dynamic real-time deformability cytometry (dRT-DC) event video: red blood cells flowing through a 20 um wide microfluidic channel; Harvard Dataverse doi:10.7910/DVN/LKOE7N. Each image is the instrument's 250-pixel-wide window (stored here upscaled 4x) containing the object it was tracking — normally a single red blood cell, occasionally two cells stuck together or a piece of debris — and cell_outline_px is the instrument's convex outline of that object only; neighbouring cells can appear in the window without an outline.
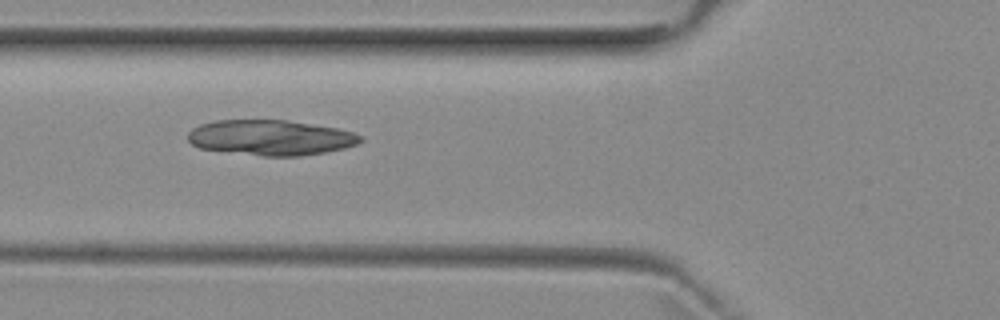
{"species": "common noctule bat (a hibernating species)", "species_latin": "Nyctalus noctula", "temperature_condition": "room temperature", "stored_images_in_passage": 8, "camera_frame_rate_fps": 3000, "um_per_image_px": 0.085, "animal": {"sex": "female", "body_mass_g": 29.2, "forearm_length_mm": 56.3}, "frame": {"image": 1, "passage_image": 5, "time_ms": 6.0, "image_size_px": [1000, 320], "cell_outline_px": [[364, 140], [356, 144], [344, 148], [324, 152], [300, 156], [264, 156], [200, 148], [192, 144], [188, 140], [188, 132], [192, 128], [200, 124], [216, 120], [288, 120], [340, 128], [364, 136]], "centroid_in_image_um": [23.04, 11.69], "position_along_channel_um": 102.8, "area_um2": 35.6}}
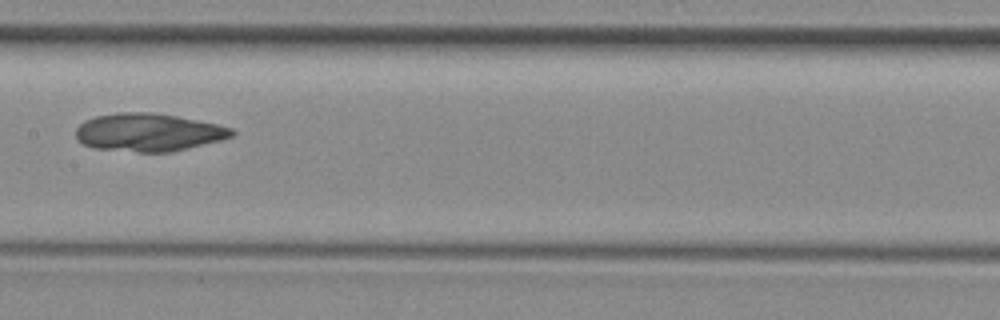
{"frame": {"image": 2, "passage_image": 7, "time_ms": 8.333, "image_size_px": [1000, 320], "cell_outline_px": [[236, 132], [232, 136], [220, 140], [172, 152], [136, 152], [92, 148], [84, 144], [76, 136], [76, 128], [84, 120], [96, 116], [120, 112], [152, 112], [176, 116], [216, 124], [232, 128]], "centroid_in_image_um": [12.6, 11.25], "position_along_channel_um": 194.8, "area_um2": 34.39}}
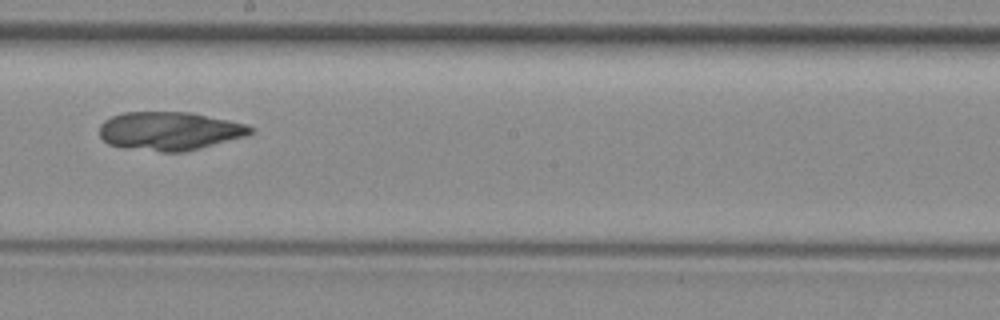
{"frame": {"image": 3, "passage_image": 8, "time_ms": 9.333, "image_size_px": [1000, 320], "cell_outline_px": [[256, 128], [248, 136], [184, 152], [160, 152], [124, 148], [108, 144], [100, 136], [100, 124], [104, 120], [112, 116], [124, 112], [192, 112], [248, 124]], "centroid_in_image_um": [14.44, 11.14], "position_along_channel_um": 233.8, "area_um2": 34.28}}